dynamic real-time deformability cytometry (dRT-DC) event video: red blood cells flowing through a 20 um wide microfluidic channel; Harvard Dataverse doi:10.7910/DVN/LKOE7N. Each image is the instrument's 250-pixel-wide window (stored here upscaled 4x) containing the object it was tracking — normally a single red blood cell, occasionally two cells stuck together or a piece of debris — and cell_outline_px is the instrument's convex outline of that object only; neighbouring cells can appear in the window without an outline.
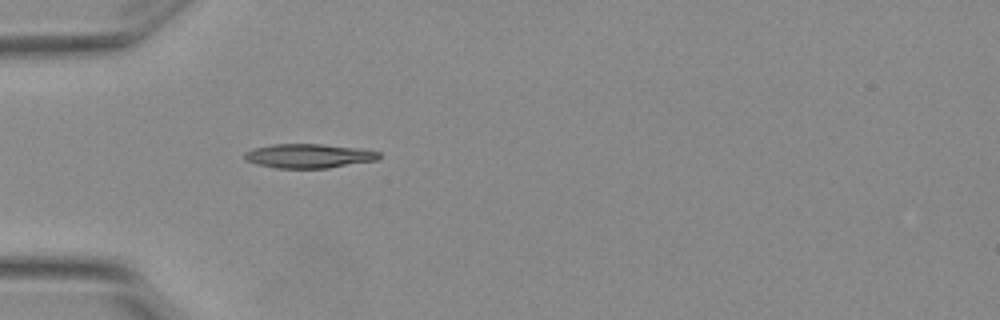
{"species": "Egyptian fruit bat (a non-hibernating species)", "species_latin": "Rousettus aegyptiacus", "temperature_condition": "warm", "stored_images_in_passage": 1, "camera_frame_rate_fps": 3000, "um_per_image_px": 0.085, "animal": {"sex": "female"}, "frame": {"image": 1, "passage_image": 1, "time_ms": 0.0, "image_size_px": [1000, 320], "cell_outline_px": [[380, 156], [376, 160], [328, 168], [276, 168], [256, 164], [244, 160], [244, 152], [252, 148], [272, 144], [320, 144], [356, 148], [380, 152]], "centroid_in_image_um": [26.17, 13.25], "position_along_channel_um": 58.8, "area_um2": 18.9}}